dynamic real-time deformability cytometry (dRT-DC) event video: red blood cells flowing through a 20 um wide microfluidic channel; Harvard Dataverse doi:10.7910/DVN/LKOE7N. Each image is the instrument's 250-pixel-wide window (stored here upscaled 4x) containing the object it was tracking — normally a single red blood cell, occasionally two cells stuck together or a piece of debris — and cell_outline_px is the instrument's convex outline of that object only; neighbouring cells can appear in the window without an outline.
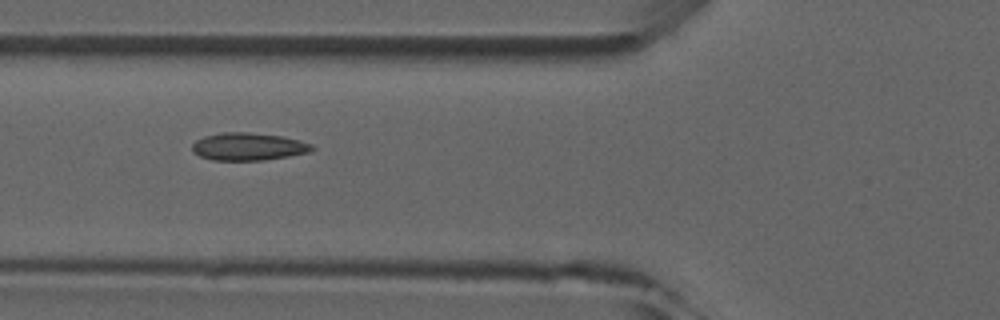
{"species": "common noctule bat (a hibernating species)", "species_latin": "Nyctalus noctula", "temperature_condition": "room temperature", "stored_images_in_passage": 7, "camera_frame_rate_fps": 3000, "um_per_image_px": 0.085, "animal": {"sex": "male", "forearm_length_mm": 52.5}, "frame": {"image": 1, "passage_image": 5, "time_ms": 5.333, "image_size_px": [1000, 320], "cell_outline_px": [[316, 148], [312, 152], [264, 160], [212, 160], [200, 156], [192, 152], [192, 144], [196, 140], [204, 136], [220, 132], [248, 132], [280, 136], [300, 140], [312, 144]], "centroid_in_image_um": [21.11, 12.46], "position_along_channel_um": 104.7, "area_um2": 19.42}}
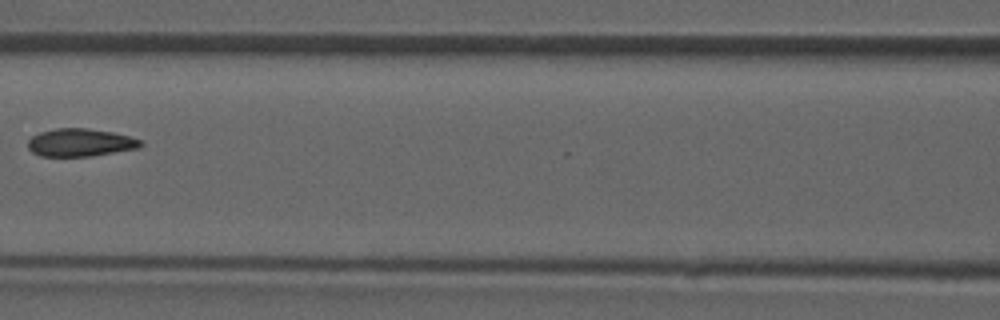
{"frame": {"image": 2, "passage_image": 6, "time_ms": 6.667, "image_size_px": [1000, 320], "cell_outline_px": [[144, 144], [140, 148], [92, 156], [40, 156], [32, 152], [28, 148], [28, 140], [32, 136], [40, 132], [56, 128], [88, 128], [112, 132], [128, 136], [140, 140]], "centroid_in_image_um": [6.82, 12.12], "position_along_channel_um": 159.8, "area_um2": 18.32}}